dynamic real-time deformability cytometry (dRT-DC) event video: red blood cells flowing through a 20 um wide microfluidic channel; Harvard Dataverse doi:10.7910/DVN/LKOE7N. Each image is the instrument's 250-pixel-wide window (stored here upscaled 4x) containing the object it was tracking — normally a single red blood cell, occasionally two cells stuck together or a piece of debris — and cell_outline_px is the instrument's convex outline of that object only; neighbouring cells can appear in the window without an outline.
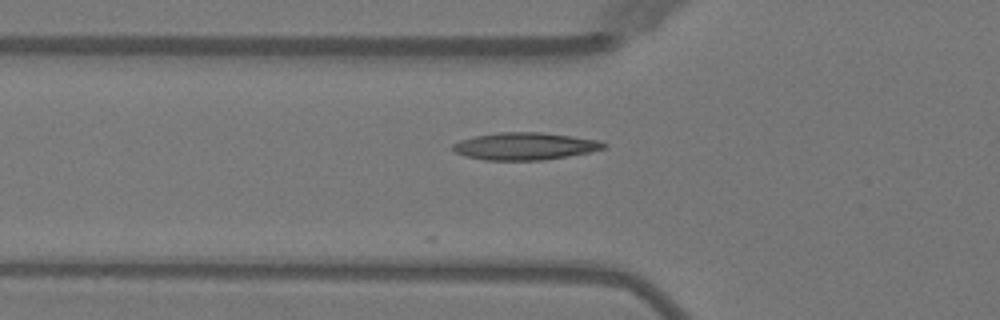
{"species": "Egyptian fruit bat (a non-hibernating species)", "species_latin": "Rousettus aegyptiacus", "temperature_condition": "warm", "stored_images_in_passage": 2, "camera_frame_rate_fps": 3000, "um_per_image_px": 0.085, "animal": {"sex": "female"}, "frame": {"image": 1, "passage_image": 2, "time_ms": 1.0, "image_size_px": [1000, 320], "cell_outline_px": [[608, 144], [604, 148], [588, 152], [544, 160], [484, 160], [464, 156], [456, 152], [452, 148], [452, 144], [460, 140], [476, 136], [500, 132], [544, 132], [600, 140]], "centroid_in_image_um": [44.62, 12.42], "position_along_channel_um": 81.2, "area_um2": 23.99}}